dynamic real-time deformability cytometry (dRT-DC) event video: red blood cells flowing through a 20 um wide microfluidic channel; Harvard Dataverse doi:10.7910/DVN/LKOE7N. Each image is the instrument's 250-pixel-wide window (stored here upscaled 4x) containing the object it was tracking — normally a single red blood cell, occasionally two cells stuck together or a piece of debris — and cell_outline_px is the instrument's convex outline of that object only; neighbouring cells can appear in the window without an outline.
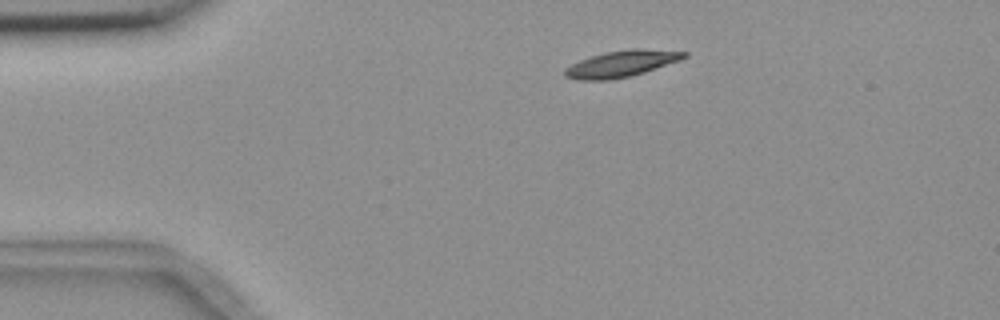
{"species": "common noctule bat (a hibernating species)", "species_latin": "Nyctalus noctula", "temperature_condition": "room temperature", "stored_images_in_passage": 4, "camera_frame_rate_fps": 3000, "um_per_image_px": 0.085, "animal": {"sex": "female", "body_mass_g": 18.4}, "frame": {"image": 1, "passage_image": 2, "time_ms": 1.667, "image_size_px": [1000, 320], "cell_outline_px": [[688, 56], [680, 60], [632, 76], [608, 80], [576, 80], [564, 76], [564, 68], [580, 60], [604, 52], [632, 48], [640, 48], [688, 52]], "centroid_in_image_um": [52.81, 5.42], "position_along_channel_um": 32.2, "area_um2": 18.38}}